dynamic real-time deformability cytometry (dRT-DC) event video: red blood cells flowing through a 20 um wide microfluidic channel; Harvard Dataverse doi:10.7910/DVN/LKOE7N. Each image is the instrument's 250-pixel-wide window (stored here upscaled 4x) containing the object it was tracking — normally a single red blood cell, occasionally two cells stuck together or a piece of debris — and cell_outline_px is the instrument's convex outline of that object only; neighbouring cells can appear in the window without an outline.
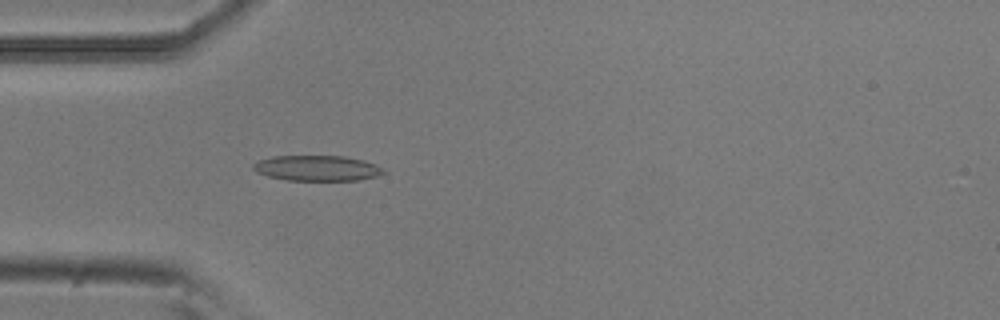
{"species": "common noctule bat (a hibernating species)", "species_latin": "Nyctalus noctula", "temperature_condition": "room temperature", "stored_images_in_passage": 41, "camera_frame_rate_fps": 3000, "um_per_image_px": 0.085, "animal": {"sex": "male", "body_mass_g": 20.5, "forearm_length_mm": 52.5}, "frame": {"image": 1, "passage_image": 3, "time_ms": 0.667, "image_size_px": [1000, 320], "cell_outline_px": [[388, 172], [376, 176], [360, 180], [288, 180], [268, 176], [256, 172], [252, 168], [252, 164], [256, 160], [272, 156], [344, 156], [364, 160], [376, 164]], "centroid_in_image_um": [26.94, 14.28], "position_along_channel_um": 58.1, "area_um2": 19.48}}
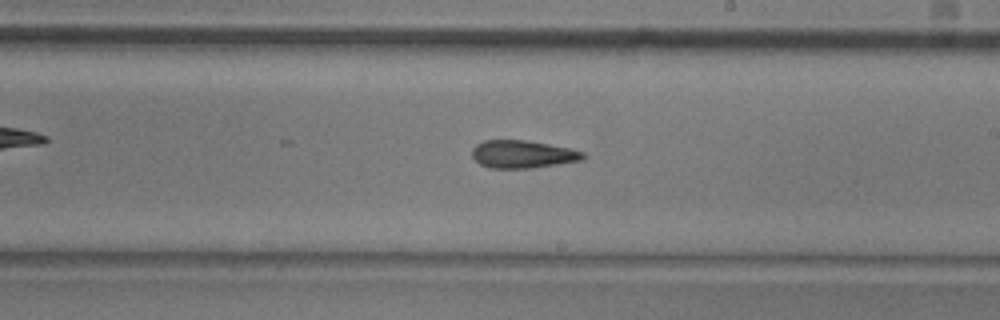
{"frame": {"image": 2, "passage_image": 18, "time_ms": 5.667, "image_size_px": [1000, 320], "cell_outline_px": [[584, 156], [580, 160], [532, 168], [488, 168], [480, 164], [472, 156], [472, 148], [476, 144], [484, 140], [524, 140], [548, 144], [568, 148], [584, 152]], "centroid_in_image_um": [44.36, 13.11], "position_along_channel_um": 244.6, "area_um2": 17.74}}
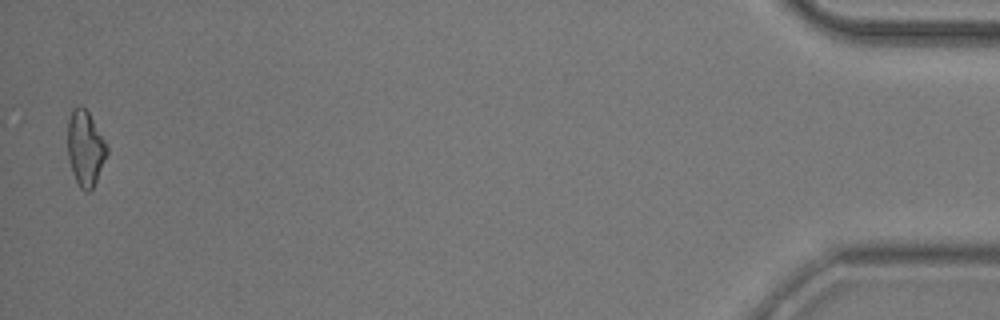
{"frame": {"image": 3, "passage_image": 40, "time_ms": 13.0, "image_size_px": [1000, 320], "cell_outline_px": [[108, 152], [96, 180], [92, 188], [88, 192], [84, 192], [80, 188], [72, 172], [68, 156], [68, 120], [72, 108], [76, 104], [80, 104], [88, 112], [108, 144]], "centroid_in_image_um": [7.25, 12.57], "position_along_channel_um": 428.0, "area_um2": 17.28}, "authors_computed_cell_mechanics": {"area_um2": 17.8024, "velocity_mm_per_s": 3.7745, "shape_relaxation_time_tau1_ms": 8.5682, "shape_relaxation_time_tau2_ms": 4.6652, "deformation_change_tau1": 0.1923, "deformation_change_tau2": 0.1463}}